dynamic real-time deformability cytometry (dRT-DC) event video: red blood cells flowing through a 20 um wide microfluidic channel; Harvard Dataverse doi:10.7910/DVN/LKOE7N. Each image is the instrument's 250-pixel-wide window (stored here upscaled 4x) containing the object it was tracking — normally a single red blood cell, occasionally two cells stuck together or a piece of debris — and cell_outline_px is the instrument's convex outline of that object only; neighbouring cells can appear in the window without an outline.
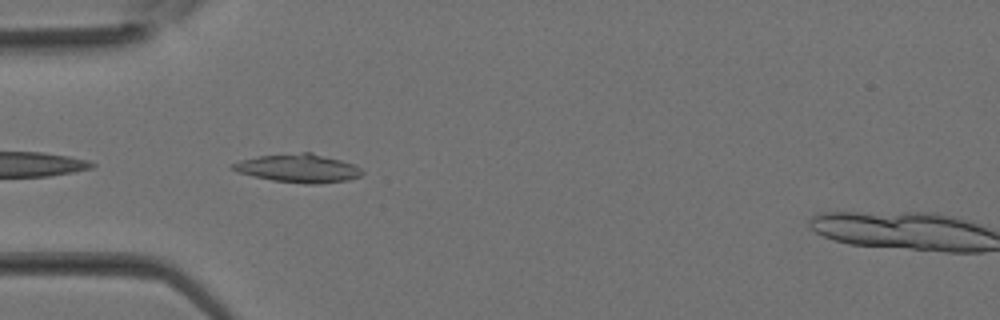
{"species": "Egyptian fruit bat (a non-hibernating species)", "species_latin": "Rousettus aegyptiacus", "temperature_condition": "room temperature", "stored_images_in_passage": 13, "camera_frame_rate_fps": 3000, "um_per_image_px": 0.085, "animal": {"sex": "female"}, "frame": {"image": 1, "passage_image": 11, "time_ms": 3.333, "image_size_px": [1000, 320], "cell_outline_px": [[364, 172], [360, 176], [348, 180], [320, 184], [304, 184], [272, 180], [252, 176], [236, 172], [228, 168], [232, 164], [240, 160], [260, 156], [304, 152], [312, 152], [340, 160], [352, 164], [360, 168]], "centroid_in_image_um": [25.33, 14.31], "position_along_channel_um": 59.7, "area_um2": 21.44}}